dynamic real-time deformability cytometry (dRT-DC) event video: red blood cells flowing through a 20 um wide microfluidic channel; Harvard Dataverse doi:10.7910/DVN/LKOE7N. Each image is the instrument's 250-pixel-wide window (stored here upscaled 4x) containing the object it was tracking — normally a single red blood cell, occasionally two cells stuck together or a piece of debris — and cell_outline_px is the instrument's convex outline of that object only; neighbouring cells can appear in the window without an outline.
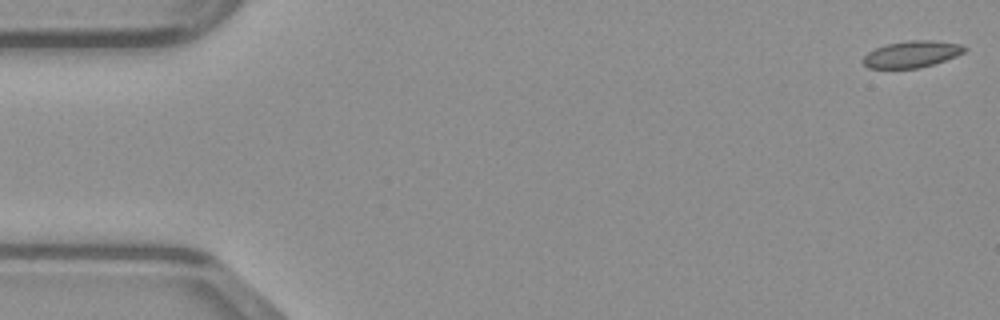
{"species": "common noctule bat (a hibernating species)", "species_latin": "Nyctalus noctula", "temperature_condition": "warm", "stored_images_in_passage": 48, "camera_frame_rate_fps": 3000, "um_per_image_px": 0.085, "animal": {"sex": "male", "body_mass_g": 23.1, "forearm_length_mm": 52.7}, "frame": {"image": 1, "passage_image": 1, "time_ms": 0.0, "image_size_px": [1000, 320], "cell_outline_px": [[968, 48], [964, 52], [956, 56], [920, 68], [868, 68], [860, 60], [868, 52], [876, 48], [888, 44], [908, 40], [932, 40], [964, 44]], "centroid_in_image_um": [77.51, 4.6], "position_along_channel_um": 7.5, "area_um2": 15.78}}
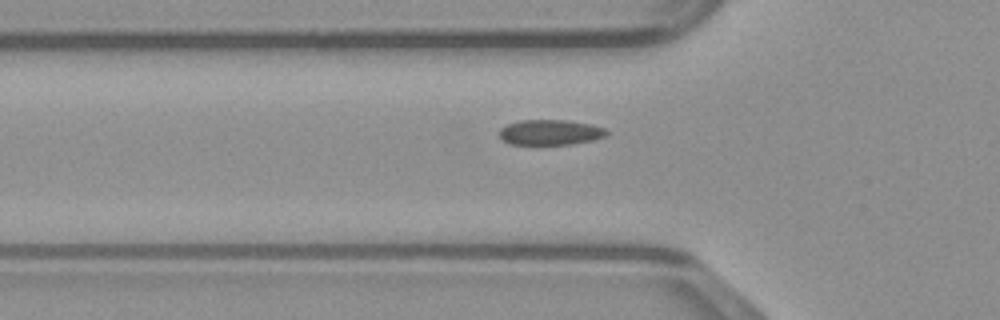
{"frame": {"image": 2, "passage_image": 16, "time_ms": 5.0, "image_size_px": [1000, 320], "cell_outline_px": [[608, 136], [592, 140], [572, 144], [508, 144], [500, 136], [500, 128], [508, 124], [520, 120], [564, 120], [592, 124], [604, 128], [608, 132]], "centroid_in_image_um": [46.79, 11.24], "position_along_channel_um": 79.0, "area_um2": 15.78}}
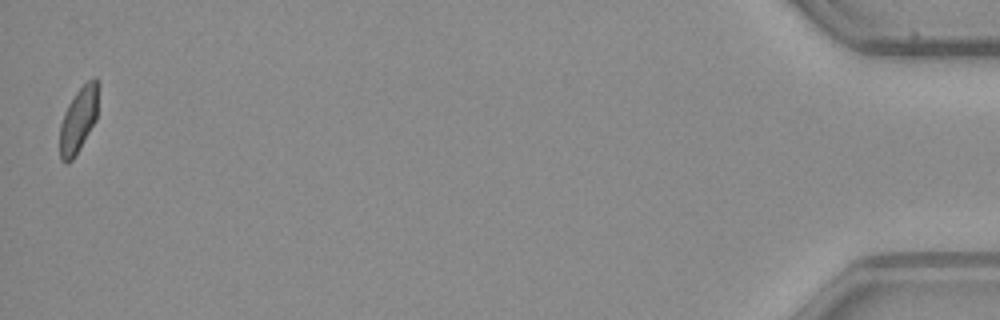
{"frame": {"image": 3, "passage_image": 48, "time_ms": 15.667, "image_size_px": [1000, 320], "cell_outline_px": [[100, 84], [96, 120], [80, 148], [72, 160], [68, 164], [64, 164], [60, 160], [60, 124], [64, 112], [68, 104], [76, 92], [92, 76], [96, 76]], "centroid_in_image_um": [6.69, 10.14], "position_along_channel_um": 428.5, "area_um2": 15.03}}